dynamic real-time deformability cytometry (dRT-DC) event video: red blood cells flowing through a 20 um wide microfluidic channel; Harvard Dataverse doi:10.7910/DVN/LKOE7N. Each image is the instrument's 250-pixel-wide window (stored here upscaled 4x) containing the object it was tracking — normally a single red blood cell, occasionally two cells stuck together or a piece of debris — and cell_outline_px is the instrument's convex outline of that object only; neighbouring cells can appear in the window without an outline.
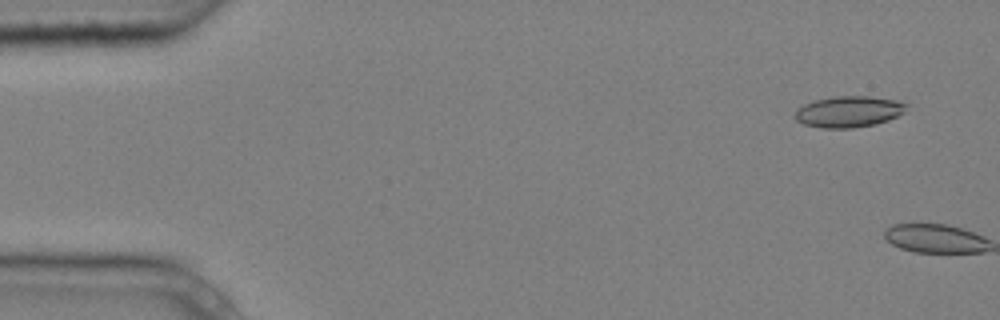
{"species": "common noctule bat (a hibernating species)", "species_latin": "Nyctalus noctula", "temperature_condition": "cold", "stored_images_in_passage": 2, "camera_frame_rate_fps": 3000, "um_per_image_px": 0.085, "animal": {"sex": "male", "body_mass_g": 20.4}, "frame": {"image": 1, "passage_image": 1, "time_ms": 0.0, "image_size_px": [1000, 320], "cell_outline_px": [[908, 104], [904, 112], [888, 120], [876, 124], [852, 128], [824, 128], [804, 124], [796, 120], [792, 116], [796, 108], [804, 104], [816, 100], [832, 96], [868, 96], [896, 100]], "centroid_in_image_um": [72.1, 9.49], "position_along_channel_um": 12.9, "area_um2": 20.35}}